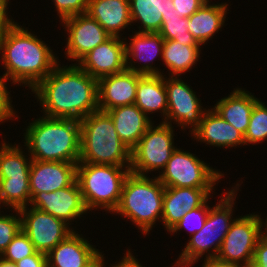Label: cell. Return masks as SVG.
Returning a JSON list of instances; mask_svg holds the SVG:
<instances>
[{
  "label": "cell",
  "instance_id": "obj_42",
  "mask_svg": "<svg viewBox=\"0 0 267 267\" xmlns=\"http://www.w3.org/2000/svg\"><path fill=\"white\" fill-rule=\"evenodd\" d=\"M9 3L5 0H0V34L11 27L16 21L10 17Z\"/></svg>",
  "mask_w": 267,
  "mask_h": 267
},
{
  "label": "cell",
  "instance_id": "obj_11",
  "mask_svg": "<svg viewBox=\"0 0 267 267\" xmlns=\"http://www.w3.org/2000/svg\"><path fill=\"white\" fill-rule=\"evenodd\" d=\"M165 76L168 111L164 123L176 124L180 131L191 134L200 124L201 118L208 109L203 108L200 95L181 76ZM202 103V104H201Z\"/></svg>",
  "mask_w": 267,
  "mask_h": 267
},
{
  "label": "cell",
  "instance_id": "obj_26",
  "mask_svg": "<svg viewBox=\"0 0 267 267\" xmlns=\"http://www.w3.org/2000/svg\"><path fill=\"white\" fill-rule=\"evenodd\" d=\"M152 121L154 113L159 112L161 122L166 120L168 103L165 88V76L163 75H143L139 81L134 103Z\"/></svg>",
  "mask_w": 267,
  "mask_h": 267
},
{
  "label": "cell",
  "instance_id": "obj_18",
  "mask_svg": "<svg viewBox=\"0 0 267 267\" xmlns=\"http://www.w3.org/2000/svg\"><path fill=\"white\" fill-rule=\"evenodd\" d=\"M208 109L201 118L199 126L189 134L196 143L205 146L230 149L245 145L244 135L224 120L213 108Z\"/></svg>",
  "mask_w": 267,
  "mask_h": 267
},
{
  "label": "cell",
  "instance_id": "obj_35",
  "mask_svg": "<svg viewBox=\"0 0 267 267\" xmlns=\"http://www.w3.org/2000/svg\"><path fill=\"white\" fill-rule=\"evenodd\" d=\"M35 252L36 249L29 240V237L21 230L8 244L0 257L7 261L16 263L25 257L33 255Z\"/></svg>",
  "mask_w": 267,
  "mask_h": 267
},
{
  "label": "cell",
  "instance_id": "obj_45",
  "mask_svg": "<svg viewBox=\"0 0 267 267\" xmlns=\"http://www.w3.org/2000/svg\"><path fill=\"white\" fill-rule=\"evenodd\" d=\"M266 217V218H265ZM264 218H265V229L267 230V215L266 216H264Z\"/></svg>",
  "mask_w": 267,
  "mask_h": 267
},
{
  "label": "cell",
  "instance_id": "obj_28",
  "mask_svg": "<svg viewBox=\"0 0 267 267\" xmlns=\"http://www.w3.org/2000/svg\"><path fill=\"white\" fill-rule=\"evenodd\" d=\"M202 47L201 45H184L174 40H164L162 52V62L164 63L162 64L165 68L162 75H165L166 68L167 76H182L186 72H190L201 58Z\"/></svg>",
  "mask_w": 267,
  "mask_h": 267
},
{
  "label": "cell",
  "instance_id": "obj_41",
  "mask_svg": "<svg viewBox=\"0 0 267 267\" xmlns=\"http://www.w3.org/2000/svg\"><path fill=\"white\" fill-rule=\"evenodd\" d=\"M17 267H48L47 254L35 252L33 255L16 262Z\"/></svg>",
  "mask_w": 267,
  "mask_h": 267
},
{
  "label": "cell",
  "instance_id": "obj_36",
  "mask_svg": "<svg viewBox=\"0 0 267 267\" xmlns=\"http://www.w3.org/2000/svg\"><path fill=\"white\" fill-rule=\"evenodd\" d=\"M8 82H10L4 75H0V125L6 122H10L11 120H15L19 118L18 112L15 109L14 104H12L13 100L11 98L12 94L10 93L8 88Z\"/></svg>",
  "mask_w": 267,
  "mask_h": 267
},
{
  "label": "cell",
  "instance_id": "obj_20",
  "mask_svg": "<svg viewBox=\"0 0 267 267\" xmlns=\"http://www.w3.org/2000/svg\"><path fill=\"white\" fill-rule=\"evenodd\" d=\"M216 189L191 187H165L162 220L166 234L182 219L186 212L200 207ZM212 194V195H211Z\"/></svg>",
  "mask_w": 267,
  "mask_h": 267
},
{
  "label": "cell",
  "instance_id": "obj_25",
  "mask_svg": "<svg viewBox=\"0 0 267 267\" xmlns=\"http://www.w3.org/2000/svg\"><path fill=\"white\" fill-rule=\"evenodd\" d=\"M113 120L120 140L132 150L154 122L136 106H118L106 111Z\"/></svg>",
  "mask_w": 267,
  "mask_h": 267
},
{
  "label": "cell",
  "instance_id": "obj_6",
  "mask_svg": "<svg viewBox=\"0 0 267 267\" xmlns=\"http://www.w3.org/2000/svg\"><path fill=\"white\" fill-rule=\"evenodd\" d=\"M79 162L130 168L131 150L120 140L107 112L97 110L80 120Z\"/></svg>",
  "mask_w": 267,
  "mask_h": 267
},
{
  "label": "cell",
  "instance_id": "obj_13",
  "mask_svg": "<svg viewBox=\"0 0 267 267\" xmlns=\"http://www.w3.org/2000/svg\"><path fill=\"white\" fill-rule=\"evenodd\" d=\"M67 37L64 58L77 64L92 49L106 41L110 35L87 13L65 18L59 23ZM65 29V30H64Z\"/></svg>",
  "mask_w": 267,
  "mask_h": 267
},
{
  "label": "cell",
  "instance_id": "obj_29",
  "mask_svg": "<svg viewBox=\"0 0 267 267\" xmlns=\"http://www.w3.org/2000/svg\"><path fill=\"white\" fill-rule=\"evenodd\" d=\"M5 136L0 141V179L29 176L32 159L27 148L20 142L11 144Z\"/></svg>",
  "mask_w": 267,
  "mask_h": 267
},
{
  "label": "cell",
  "instance_id": "obj_32",
  "mask_svg": "<svg viewBox=\"0 0 267 267\" xmlns=\"http://www.w3.org/2000/svg\"><path fill=\"white\" fill-rule=\"evenodd\" d=\"M244 140L246 146L267 140V105L261 99L254 105Z\"/></svg>",
  "mask_w": 267,
  "mask_h": 267
},
{
  "label": "cell",
  "instance_id": "obj_21",
  "mask_svg": "<svg viewBox=\"0 0 267 267\" xmlns=\"http://www.w3.org/2000/svg\"><path fill=\"white\" fill-rule=\"evenodd\" d=\"M142 76V74L126 69L123 72L100 78L98 80L99 110L106 112L118 106L134 104L138 81Z\"/></svg>",
  "mask_w": 267,
  "mask_h": 267
},
{
  "label": "cell",
  "instance_id": "obj_22",
  "mask_svg": "<svg viewBox=\"0 0 267 267\" xmlns=\"http://www.w3.org/2000/svg\"><path fill=\"white\" fill-rule=\"evenodd\" d=\"M86 13L94 18L110 36L124 38V30L133 27L129 0H89ZM123 32V33H122Z\"/></svg>",
  "mask_w": 267,
  "mask_h": 267
},
{
  "label": "cell",
  "instance_id": "obj_47",
  "mask_svg": "<svg viewBox=\"0 0 267 267\" xmlns=\"http://www.w3.org/2000/svg\"><path fill=\"white\" fill-rule=\"evenodd\" d=\"M5 1L8 2V3H10V5H12V4H11V0H5Z\"/></svg>",
  "mask_w": 267,
  "mask_h": 267
},
{
  "label": "cell",
  "instance_id": "obj_17",
  "mask_svg": "<svg viewBox=\"0 0 267 267\" xmlns=\"http://www.w3.org/2000/svg\"><path fill=\"white\" fill-rule=\"evenodd\" d=\"M77 65L97 80L123 72L127 69L124 39L110 36L85 55Z\"/></svg>",
  "mask_w": 267,
  "mask_h": 267
},
{
  "label": "cell",
  "instance_id": "obj_10",
  "mask_svg": "<svg viewBox=\"0 0 267 267\" xmlns=\"http://www.w3.org/2000/svg\"><path fill=\"white\" fill-rule=\"evenodd\" d=\"M257 213L239 215L234 220L216 256L218 259L243 267L251 266L255 247L265 230L263 215Z\"/></svg>",
  "mask_w": 267,
  "mask_h": 267
},
{
  "label": "cell",
  "instance_id": "obj_12",
  "mask_svg": "<svg viewBox=\"0 0 267 267\" xmlns=\"http://www.w3.org/2000/svg\"><path fill=\"white\" fill-rule=\"evenodd\" d=\"M21 229L37 252L48 254L75 230L65 221L38 208L27 206L19 210Z\"/></svg>",
  "mask_w": 267,
  "mask_h": 267
},
{
  "label": "cell",
  "instance_id": "obj_44",
  "mask_svg": "<svg viewBox=\"0 0 267 267\" xmlns=\"http://www.w3.org/2000/svg\"><path fill=\"white\" fill-rule=\"evenodd\" d=\"M0 267H17V265L0 257Z\"/></svg>",
  "mask_w": 267,
  "mask_h": 267
},
{
  "label": "cell",
  "instance_id": "obj_8",
  "mask_svg": "<svg viewBox=\"0 0 267 267\" xmlns=\"http://www.w3.org/2000/svg\"><path fill=\"white\" fill-rule=\"evenodd\" d=\"M204 161L189 150L177 147L157 177L164 187L217 189L226 174Z\"/></svg>",
  "mask_w": 267,
  "mask_h": 267
},
{
  "label": "cell",
  "instance_id": "obj_34",
  "mask_svg": "<svg viewBox=\"0 0 267 267\" xmlns=\"http://www.w3.org/2000/svg\"><path fill=\"white\" fill-rule=\"evenodd\" d=\"M1 210L2 209H0V255L17 233L22 230L19 210L9 209V211L4 210L5 212Z\"/></svg>",
  "mask_w": 267,
  "mask_h": 267
},
{
  "label": "cell",
  "instance_id": "obj_7",
  "mask_svg": "<svg viewBox=\"0 0 267 267\" xmlns=\"http://www.w3.org/2000/svg\"><path fill=\"white\" fill-rule=\"evenodd\" d=\"M129 173L130 168L116 165L82 162L77 164L76 180L89 214L100 209L104 210L105 214L113 215L119 205L122 187Z\"/></svg>",
  "mask_w": 267,
  "mask_h": 267
},
{
  "label": "cell",
  "instance_id": "obj_46",
  "mask_svg": "<svg viewBox=\"0 0 267 267\" xmlns=\"http://www.w3.org/2000/svg\"><path fill=\"white\" fill-rule=\"evenodd\" d=\"M219 1V0H218ZM205 3H212V0H204Z\"/></svg>",
  "mask_w": 267,
  "mask_h": 267
},
{
  "label": "cell",
  "instance_id": "obj_37",
  "mask_svg": "<svg viewBox=\"0 0 267 267\" xmlns=\"http://www.w3.org/2000/svg\"><path fill=\"white\" fill-rule=\"evenodd\" d=\"M52 2L60 23L65 18L86 13L89 0H52Z\"/></svg>",
  "mask_w": 267,
  "mask_h": 267
},
{
  "label": "cell",
  "instance_id": "obj_38",
  "mask_svg": "<svg viewBox=\"0 0 267 267\" xmlns=\"http://www.w3.org/2000/svg\"><path fill=\"white\" fill-rule=\"evenodd\" d=\"M250 267H267V230L265 229L255 247L252 264Z\"/></svg>",
  "mask_w": 267,
  "mask_h": 267
},
{
  "label": "cell",
  "instance_id": "obj_33",
  "mask_svg": "<svg viewBox=\"0 0 267 267\" xmlns=\"http://www.w3.org/2000/svg\"><path fill=\"white\" fill-rule=\"evenodd\" d=\"M212 197L210 196L200 207L186 212L182 219L169 231L168 235L174 236V234L180 233L184 229L189 231V237L199 232L207 219Z\"/></svg>",
  "mask_w": 267,
  "mask_h": 267
},
{
  "label": "cell",
  "instance_id": "obj_23",
  "mask_svg": "<svg viewBox=\"0 0 267 267\" xmlns=\"http://www.w3.org/2000/svg\"><path fill=\"white\" fill-rule=\"evenodd\" d=\"M229 95V96H228ZM218 99L211 106L224 120L235 127L243 135L249 126L250 116L254 105L261 99L256 98L247 89L240 86L231 90L230 94Z\"/></svg>",
  "mask_w": 267,
  "mask_h": 267
},
{
  "label": "cell",
  "instance_id": "obj_1",
  "mask_svg": "<svg viewBox=\"0 0 267 267\" xmlns=\"http://www.w3.org/2000/svg\"><path fill=\"white\" fill-rule=\"evenodd\" d=\"M30 92L47 117L80 121L99 110L98 80L77 64L59 62Z\"/></svg>",
  "mask_w": 267,
  "mask_h": 267
},
{
  "label": "cell",
  "instance_id": "obj_31",
  "mask_svg": "<svg viewBox=\"0 0 267 267\" xmlns=\"http://www.w3.org/2000/svg\"><path fill=\"white\" fill-rule=\"evenodd\" d=\"M188 26V18L170 14L162 16V25L158 33L164 40H174L184 45H200L189 32Z\"/></svg>",
  "mask_w": 267,
  "mask_h": 267
},
{
  "label": "cell",
  "instance_id": "obj_30",
  "mask_svg": "<svg viewBox=\"0 0 267 267\" xmlns=\"http://www.w3.org/2000/svg\"><path fill=\"white\" fill-rule=\"evenodd\" d=\"M29 176L0 179V207L20 210L30 205Z\"/></svg>",
  "mask_w": 267,
  "mask_h": 267
},
{
  "label": "cell",
  "instance_id": "obj_19",
  "mask_svg": "<svg viewBox=\"0 0 267 267\" xmlns=\"http://www.w3.org/2000/svg\"><path fill=\"white\" fill-rule=\"evenodd\" d=\"M77 164L62 161L32 160L30 166L31 199L38 193L55 192L70 186L76 180Z\"/></svg>",
  "mask_w": 267,
  "mask_h": 267
},
{
  "label": "cell",
  "instance_id": "obj_16",
  "mask_svg": "<svg viewBox=\"0 0 267 267\" xmlns=\"http://www.w3.org/2000/svg\"><path fill=\"white\" fill-rule=\"evenodd\" d=\"M84 236L75 230L57 244L47 254L48 267H101L102 251Z\"/></svg>",
  "mask_w": 267,
  "mask_h": 267
},
{
  "label": "cell",
  "instance_id": "obj_24",
  "mask_svg": "<svg viewBox=\"0 0 267 267\" xmlns=\"http://www.w3.org/2000/svg\"><path fill=\"white\" fill-rule=\"evenodd\" d=\"M227 2L204 3L195 13L188 18V29L195 40L201 45H208L210 40L225 27L229 14ZM208 42V43H207Z\"/></svg>",
  "mask_w": 267,
  "mask_h": 267
},
{
  "label": "cell",
  "instance_id": "obj_4",
  "mask_svg": "<svg viewBox=\"0 0 267 267\" xmlns=\"http://www.w3.org/2000/svg\"><path fill=\"white\" fill-rule=\"evenodd\" d=\"M242 183V180H237L234 185L227 188L228 191L225 189V192L220 193L219 201L209 207L203 228L188 237L180 255L170 267H194L203 258H213L218 255L231 224L239 216L234 214L236 208L234 206L236 198H239L237 192L242 191L240 190Z\"/></svg>",
  "mask_w": 267,
  "mask_h": 267
},
{
  "label": "cell",
  "instance_id": "obj_39",
  "mask_svg": "<svg viewBox=\"0 0 267 267\" xmlns=\"http://www.w3.org/2000/svg\"><path fill=\"white\" fill-rule=\"evenodd\" d=\"M129 247H127V250L123 253L124 256L123 257H120L119 259V262L116 261L110 265H107L108 263L106 262V258H105V253L103 254L102 252V255H101V267H146V266H143L139 261V259L136 257V255H134V252L132 251V249Z\"/></svg>",
  "mask_w": 267,
  "mask_h": 267
},
{
  "label": "cell",
  "instance_id": "obj_9",
  "mask_svg": "<svg viewBox=\"0 0 267 267\" xmlns=\"http://www.w3.org/2000/svg\"><path fill=\"white\" fill-rule=\"evenodd\" d=\"M174 126L153 122L138 144L131 150L130 171L138 175L158 176L178 147L174 142ZM157 171V172H156Z\"/></svg>",
  "mask_w": 267,
  "mask_h": 267
},
{
  "label": "cell",
  "instance_id": "obj_27",
  "mask_svg": "<svg viewBox=\"0 0 267 267\" xmlns=\"http://www.w3.org/2000/svg\"><path fill=\"white\" fill-rule=\"evenodd\" d=\"M129 7L131 22L137 26L136 32L158 33L162 16L178 15L172 0H129Z\"/></svg>",
  "mask_w": 267,
  "mask_h": 267
},
{
  "label": "cell",
  "instance_id": "obj_40",
  "mask_svg": "<svg viewBox=\"0 0 267 267\" xmlns=\"http://www.w3.org/2000/svg\"><path fill=\"white\" fill-rule=\"evenodd\" d=\"M177 10L178 16L189 18L195 13L205 2L204 0H172Z\"/></svg>",
  "mask_w": 267,
  "mask_h": 267
},
{
  "label": "cell",
  "instance_id": "obj_2",
  "mask_svg": "<svg viewBox=\"0 0 267 267\" xmlns=\"http://www.w3.org/2000/svg\"><path fill=\"white\" fill-rule=\"evenodd\" d=\"M17 21L0 34L3 75L13 86L34 89L60 62L50 45ZM39 37V38H38Z\"/></svg>",
  "mask_w": 267,
  "mask_h": 267
},
{
  "label": "cell",
  "instance_id": "obj_43",
  "mask_svg": "<svg viewBox=\"0 0 267 267\" xmlns=\"http://www.w3.org/2000/svg\"><path fill=\"white\" fill-rule=\"evenodd\" d=\"M200 262H202L200 267H243L236 263L220 260L217 257L202 259Z\"/></svg>",
  "mask_w": 267,
  "mask_h": 267
},
{
  "label": "cell",
  "instance_id": "obj_5",
  "mask_svg": "<svg viewBox=\"0 0 267 267\" xmlns=\"http://www.w3.org/2000/svg\"><path fill=\"white\" fill-rule=\"evenodd\" d=\"M164 191L165 187L156 175L151 178L150 175H138L130 171L113 214L119 215L122 220L123 217L124 220H130L143 237L149 236L150 231L162 220Z\"/></svg>",
  "mask_w": 267,
  "mask_h": 267
},
{
  "label": "cell",
  "instance_id": "obj_15",
  "mask_svg": "<svg viewBox=\"0 0 267 267\" xmlns=\"http://www.w3.org/2000/svg\"><path fill=\"white\" fill-rule=\"evenodd\" d=\"M131 31L132 35L128 34L129 39L127 33L123 38L127 70L142 75H162V69L154 61L162 59L164 38L159 33Z\"/></svg>",
  "mask_w": 267,
  "mask_h": 267
},
{
  "label": "cell",
  "instance_id": "obj_3",
  "mask_svg": "<svg viewBox=\"0 0 267 267\" xmlns=\"http://www.w3.org/2000/svg\"><path fill=\"white\" fill-rule=\"evenodd\" d=\"M26 124L23 145L32 160L79 163L80 121L45 115Z\"/></svg>",
  "mask_w": 267,
  "mask_h": 267
},
{
  "label": "cell",
  "instance_id": "obj_14",
  "mask_svg": "<svg viewBox=\"0 0 267 267\" xmlns=\"http://www.w3.org/2000/svg\"><path fill=\"white\" fill-rule=\"evenodd\" d=\"M29 206L38 208L55 218L65 221L75 230H77V227L72 226L74 225L73 222L77 224V221L80 220V223H82L81 219L84 220V217L89 213L83 202L77 180L70 186L55 192L36 194L31 199Z\"/></svg>",
  "mask_w": 267,
  "mask_h": 267
}]
</instances>
